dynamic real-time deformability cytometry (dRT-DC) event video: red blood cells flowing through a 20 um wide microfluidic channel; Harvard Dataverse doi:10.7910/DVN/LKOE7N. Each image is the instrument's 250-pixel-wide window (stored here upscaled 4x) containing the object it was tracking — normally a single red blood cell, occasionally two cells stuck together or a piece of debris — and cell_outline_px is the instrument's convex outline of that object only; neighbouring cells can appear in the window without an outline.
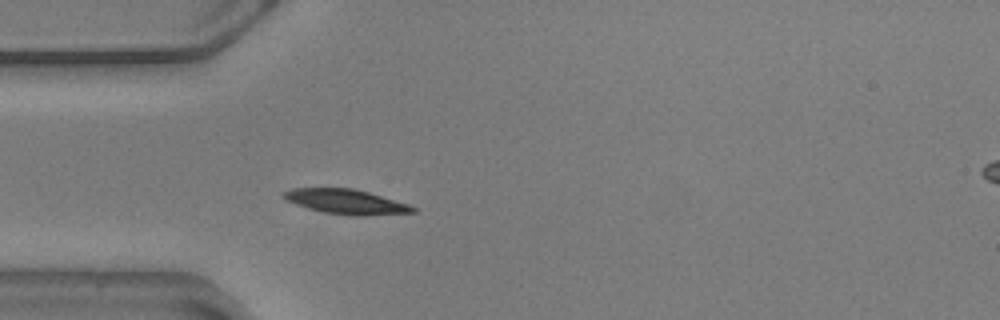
{"species": "common noctule bat (a hibernating species)", "species_latin": "Nyctalus noctula", "temperature_condition": "warm", "stored_images_in_passage": 33, "camera_frame_rate_fps": 3000, "um_per_image_px": 0.085, "animal": {"sex": "male", "body_mass_g": 20.5, "forearm_length_mm": 52.5}, "frame": {"image": 1, "passage_image": 1, "time_ms": 0.0, "image_size_px": [1000, 320], "cell_outline_px": [[416, 212], [360, 216], [356, 216], [324, 212], [308, 208], [296, 204], [280, 196], [280, 192], [292, 188], [352, 188], [368, 192], [408, 204], [416, 208]], "centroid_in_image_um": [29.37, 17.13], "position_along_channel_um": 55.6, "area_um2": 18.5}}
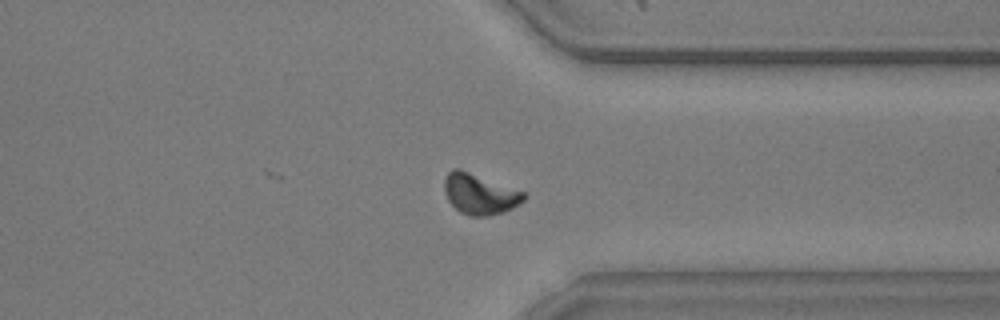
{"frame": {"image": 2, "passage_image": 28, "time_ms": 9.0, "image_size_px": [1000, 320], "cell_outline_px": [[528, 196], [524, 200], [512, 208], [504, 212], [488, 216], [468, 216], [460, 212], [448, 200], [444, 192], [444, 180], [448, 172], [452, 168], [460, 168], [524, 192]], "centroid_in_image_um": [40.76, 16.49], "position_along_channel_um": 370.6, "area_um2": 18.84}, "authors_computed_cell_mechanics": {"area_um2": 18.1492, "velocity_mm_per_s": 3.5553, "shape_relaxation_time_tau1_ms": 2.1021, "shape_relaxation_time_tau2_ms": null, "deformation_change_tau1": 0.1038, "deformation_change_tau2": null}}